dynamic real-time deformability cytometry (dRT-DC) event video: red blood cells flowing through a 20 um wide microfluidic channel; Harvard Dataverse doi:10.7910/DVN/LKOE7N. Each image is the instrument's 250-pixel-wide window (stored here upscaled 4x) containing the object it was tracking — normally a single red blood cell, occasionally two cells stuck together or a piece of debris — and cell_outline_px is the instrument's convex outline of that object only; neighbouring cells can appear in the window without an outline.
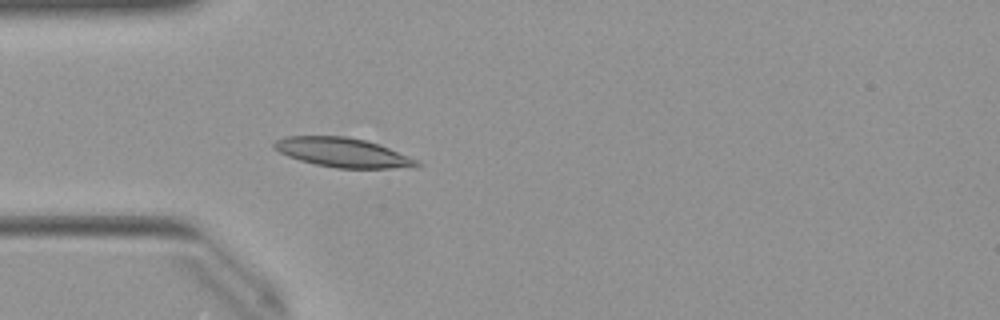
{"species": "Egyptian fruit bat (a non-hibernating species)", "species_latin": "Rousettus aegyptiacus", "temperature_condition": "warm", "stored_images_in_passage": 42, "camera_frame_rate_fps": 3000, "um_per_image_px": 0.085, "animal": {"sex": "female"}, "frame": {"image": 1, "passage_image": 9, "time_ms": 2.667, "image_size_px": [1000, 320], "cell_outline_px": [[424, 164], [416, 168], [336, 168], [316, 164], [300, 160], [288, 156], [272, 148], [272, 144], [276, 140], [284, 136], [348, 136], [380, 144], [416, 160]], "centroid_in_image_um": [29.14, 12.96], "position_along_channel_um": 55.9, "area_um2": 24.45}}
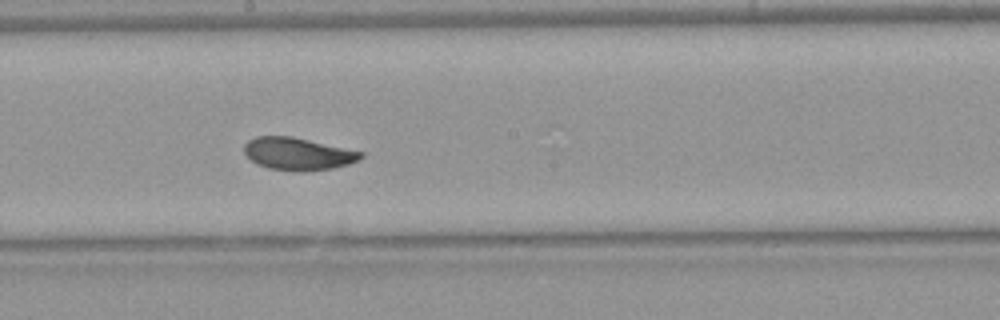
{"frame": {"image": 2, "passage_image": 22, "time_ms": 7.0, "image_size_px": [1000, 320], "cell_outline_px": [[364, 156], [348, 164], [332, 168], [300, 172], [268, 168], [256, 164], [244, 152], [244, 144], [248, 140], [256, 136], [292, 136], [364, 152]], "centroid_in_image_um": [25.3, 13.07], "position_along_channel_um": 222.9, "area_um2": 22.02}}
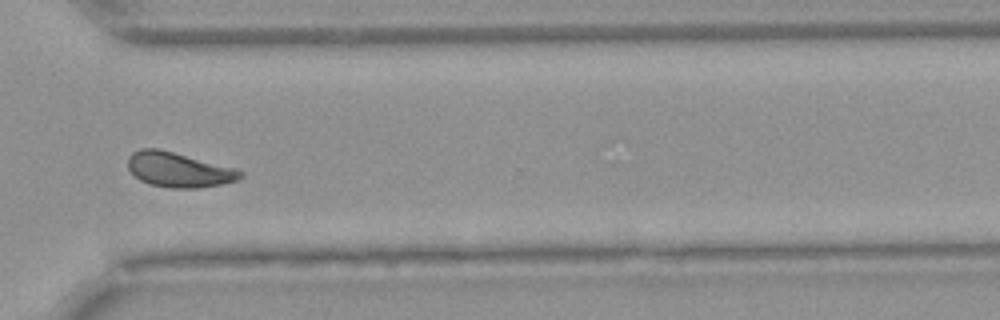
{"frame": {"image": 3, "passage_image": 32, "time_ms": 10.333, "image_size_px": [1000, 320], "cell_outline_px": [[244, 176], [240, 180], [200, 188], [168, 188], [148, 184], [140, 180], [128, 168], [128, 156], [132, 152], [140, 148], [160, 148], [240, 168], [244, 172]], "centroid_in_image_um": [15.26, 14.41], "position_along_channel_um": 355.3, "area_um2": 23.52}, "authors_computed_cell_mechanics": {"area_um2": 22.2819, "velocity_mm_per_s": 3.9612, "shape_relaxation_time_tau1_ms": 3.1406, "shape_relaxation_time_tau2_ms": 1.587, "deformation_change_tau1": 0.137, "deformation_change_tau2": 0.0547}}